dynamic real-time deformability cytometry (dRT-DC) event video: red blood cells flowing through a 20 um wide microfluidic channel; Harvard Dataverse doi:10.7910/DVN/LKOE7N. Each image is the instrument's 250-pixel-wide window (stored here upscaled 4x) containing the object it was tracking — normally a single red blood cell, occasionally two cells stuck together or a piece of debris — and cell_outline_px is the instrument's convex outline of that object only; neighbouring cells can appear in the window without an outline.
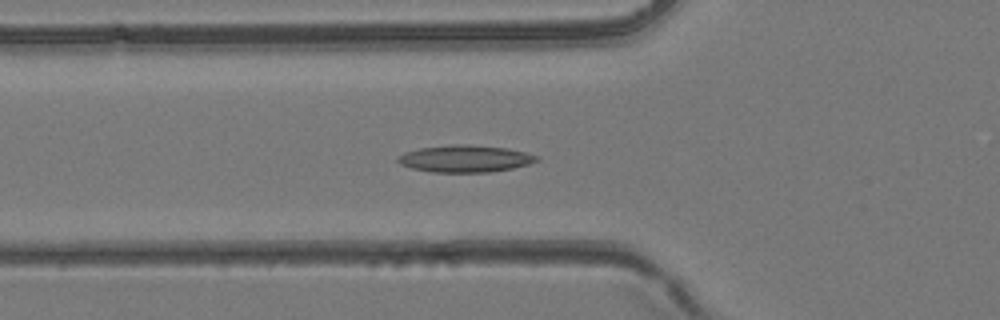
{"species": "common noctule bat (a hibernating species)", "species_latin": "Nyctalus noctula", "temperature_condition": "room temperature", "stored_images_in_passage": 44, "camera_frame_rate_fps": 3000, "um_per_image_px": 0.085, "animal": {"sex": "female", "body_mass_g": 24.6, "forearm_length_mm": 56.2}, "frame": {"image": 1, "passage_image": 16, "time_ms": 5.0, "image_size_px": [1000, 320], "cell_outline_px": [[540, 160], [528, 164], [512, 168], [488, 172], [432, 172], [412, 168], [400, 164], [396, 160], [396, 156], [404, 152], [420, 148], [452, 144], [468, 144], [508, 148], [540, 156]], "centroid_in_image_um": [39.52, 13.48], "position_along_channel_um": 86.3, "area_um2": 21.96}}
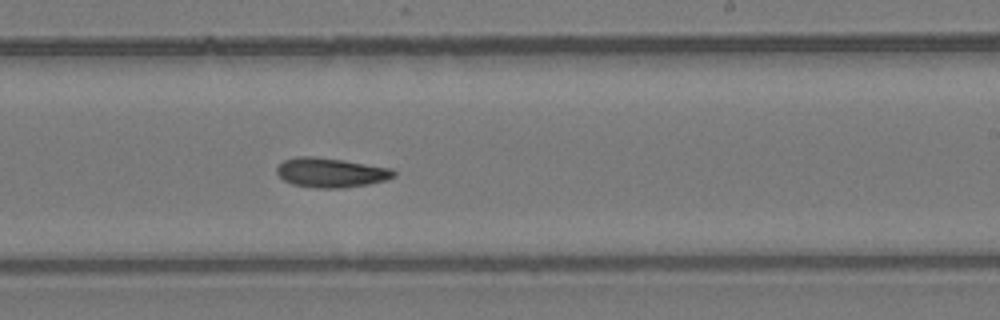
{"frame": {"image": 2, "passage_image": 27, "time_ms": 8.667, "image_size_px": [1000, 320], "cell_outline_px": [[396, 176], [384, 180], [368, 184], [344, 188], [312, 188], [292, 184], [284, 180], [276, 172], [276, 168], [284, 160], [296, 156], [312, 156], [340, 160], [392, 168], [396, 172]], "centroid_in_image_um": [28.11, 14.68], "position_along_channel_um": 260.9, "area_um2": 20.06}}
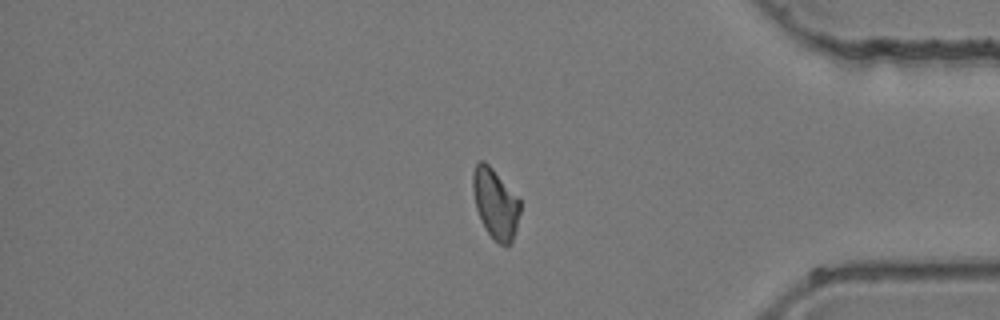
{"frame": {"image": 3, "passage_image": 37, "time_ms": 12.0, "image_size_px": [1000, 320], "cell_outline_px": [[520, 212], [512, 244], [508, 248], [492, 240], [484, 228], [480, 220], [476, 208], [472, 188], [472, 172], [476, 164], [480, 160], [484, 160], [492, 168], [520, 200]], "centroid_in_image_um": [42.09, 17.36], "position_along_channel_um": 393.1, "area_um2": 19.54}}